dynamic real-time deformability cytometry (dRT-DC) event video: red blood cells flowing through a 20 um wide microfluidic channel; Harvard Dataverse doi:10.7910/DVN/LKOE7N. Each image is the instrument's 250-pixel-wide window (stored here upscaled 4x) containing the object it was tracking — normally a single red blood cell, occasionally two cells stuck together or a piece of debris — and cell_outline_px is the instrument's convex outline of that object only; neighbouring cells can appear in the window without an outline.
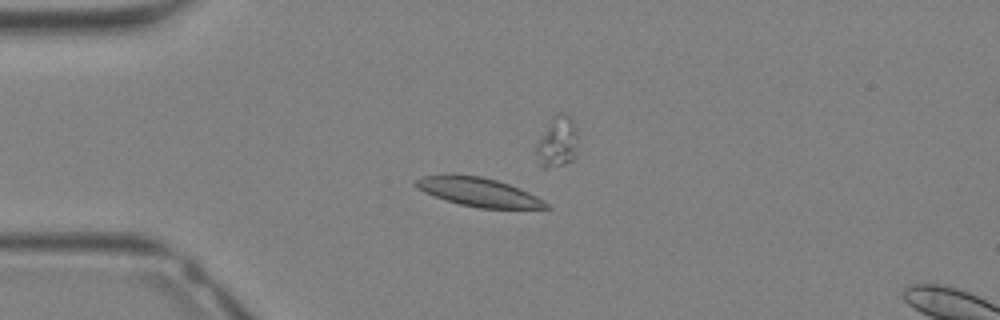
{"species": "Egyptian fruit bat (a non-hibernating species)", "species_latin": "Rousettus aegyptiacus", "temperature_condition": "warm", "stored_images_in_passage": 33, "camera_frame_rate_fps": 3000, "um_per_image_px": 0.085, "animal": {"sex": "female"}, "frame": {"image": 1, "passage_image": 8, "time_ms": 2.333, "image_size_px": [1000, 320], "cell_outline_px": [[552, 208], [480, 208], [460, 204], [424, 192], [416, 188], [412, 184], [416, 180], [424, 176], [444, 172], [456, 172], [480, 176], [496, 180], [520, 188], [544, 200]], "centroid_in_image_um": [40.61, 16.28], "position_along_channel_um": 44.4, "area_um2": 22.14}}
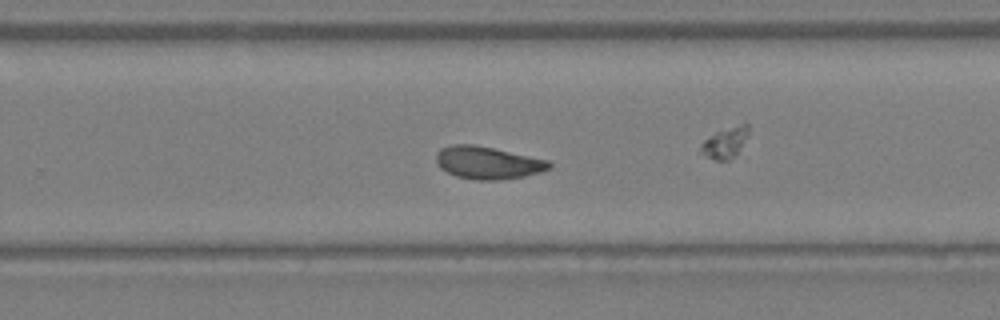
{"frame": {"image": 2, "passage_image": 21, "time_ms": 6.667, "image_size_px": [1000, 320], "cell_outline_px": [[552, 168], [540, 172], [524, 176], [500, 180], [476, 180], [456, 176], [440, 168], [436, 160], [436, 152], [440, 148], [452, 144], [472, 144], [492, 148], [548, 160], [552, 164]], "centroid_in_image_um": [41.44, 13.83], "position_along_channel_um": 288.4, "area_um2": 21.39}}
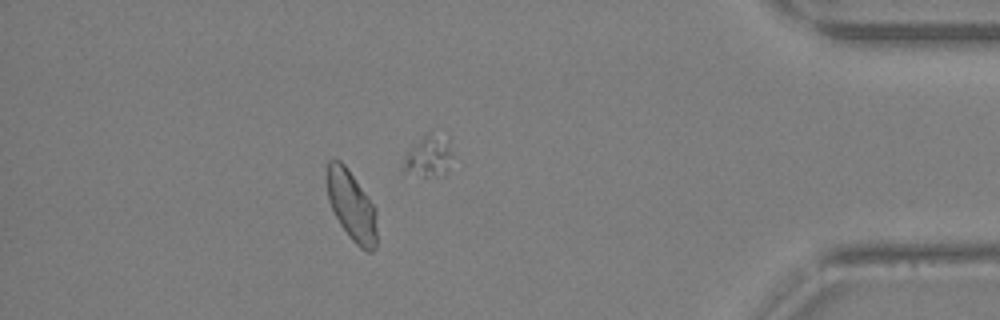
{"frame": {"image": 3, "passage_image": 29, "time_ms": 9.333, "image_size_px": [1000, 320], "cell_outline_px": [[376, 248], [372, 252], [368, 252], [360, 248], [352, 240], [340, 224], [328, 200], [324, 176], [328, 160], [340, 160], [344, 164], [368, 196], [376, 208]], "centroid_in_image_um": [29.85, 17.46], "position_along_channel_um": 405.3, "area_um2": 20.69}}